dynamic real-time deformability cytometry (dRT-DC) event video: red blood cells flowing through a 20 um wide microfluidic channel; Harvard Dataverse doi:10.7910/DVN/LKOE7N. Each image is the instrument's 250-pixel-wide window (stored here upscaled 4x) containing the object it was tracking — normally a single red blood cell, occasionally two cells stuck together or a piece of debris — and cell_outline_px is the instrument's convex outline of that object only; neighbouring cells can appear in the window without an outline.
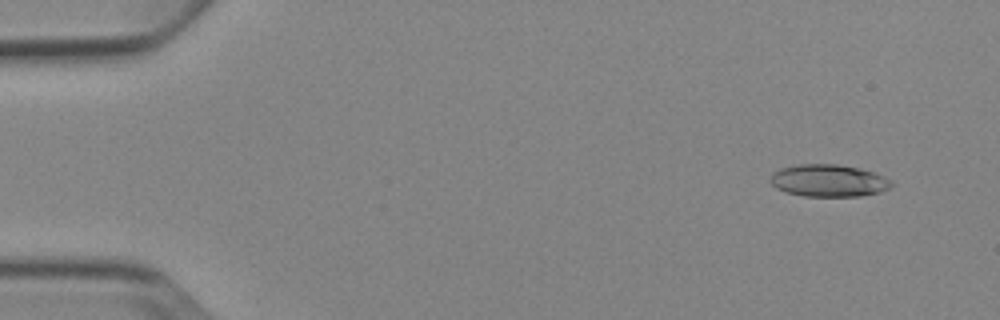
{"species": "Egyptian fruit bat (a non-hibernating species)", "species_latin": "Rousettus aegyptiacus", "temperature_condition": "cold", "stored_images_in_passage": 52, "camera_frame_rate_fps": 3000, "um_per_image_px": 0.085, "animal": {"sex": "female"}, "frame": {"image": 1, "passage_image": 4, "time_ms": 1.0, "image_size_px": [1000, 320], "cell_outline_px": [[892, 184], [888, 188], [880, 192], [860, 196], [804, 196], [784, 192], [776, 188], [768, 180], [772, 172], [780, 168], [796, 164], [836, 164], [860, 168], [884, 176], [892, 180]], "centroid_in_image_um": [70.38, 15.35], "position_along_channel_um": 14.6, "area_um2": 22.95}}
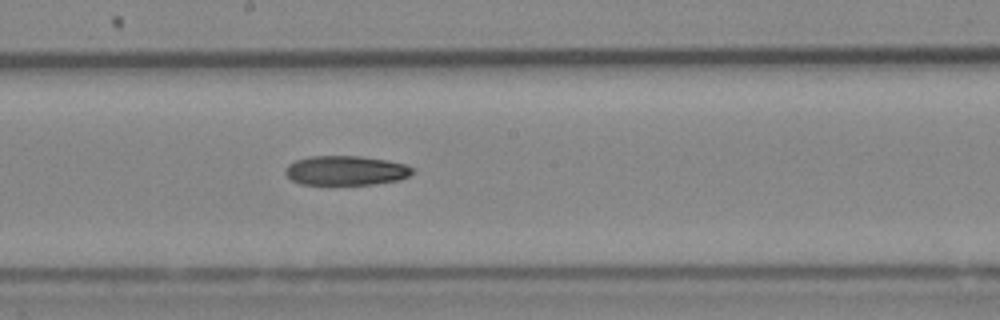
{"frame": {"image": 2, "passage_image": 29, "time_ms": 9.333, "image_size_px": [1000, 320], "cell_outline_px": [[416, 168], [408, 176], [400, 180], [376, 184], [328, 188], [300, 184], [292, 180], [284, 172], [284, 168], [288, 164], [296, 160], [308, 156], [360, 156], [388, 160], [404, 164]], "centroid_in_image_um": [29.35, 14.55], "position_along_channel_um": 218.8, "area_um2": 23.06}}
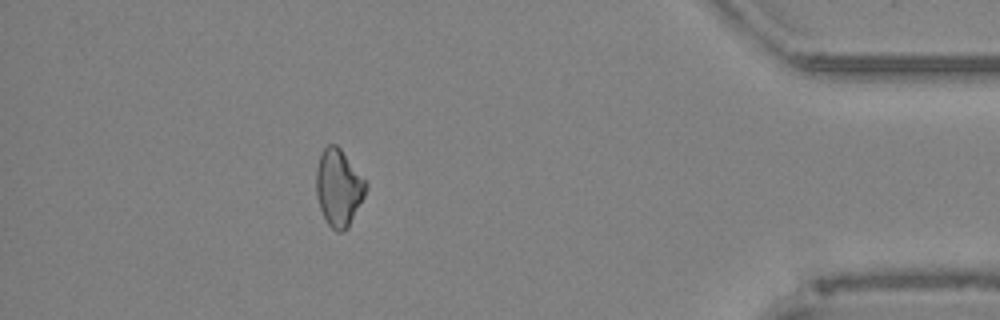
{"frame": {"image": 3, "passage_image": 47, "time_ms": 15.333, "image_size_px": [1000, 320], "cell_outline_px": [[368, 188], [348, 228], [344, 232], [336, 232], [328, 224], [320, 208], [316, 196], [316, 168], [320, 152], [328, 144], [336, 144], [340, 148], [368, 184]], "centroid_in_image_um": [28.77, 15.95], "position_along_channel_um": 406.4, "area_um2": 22.31}}